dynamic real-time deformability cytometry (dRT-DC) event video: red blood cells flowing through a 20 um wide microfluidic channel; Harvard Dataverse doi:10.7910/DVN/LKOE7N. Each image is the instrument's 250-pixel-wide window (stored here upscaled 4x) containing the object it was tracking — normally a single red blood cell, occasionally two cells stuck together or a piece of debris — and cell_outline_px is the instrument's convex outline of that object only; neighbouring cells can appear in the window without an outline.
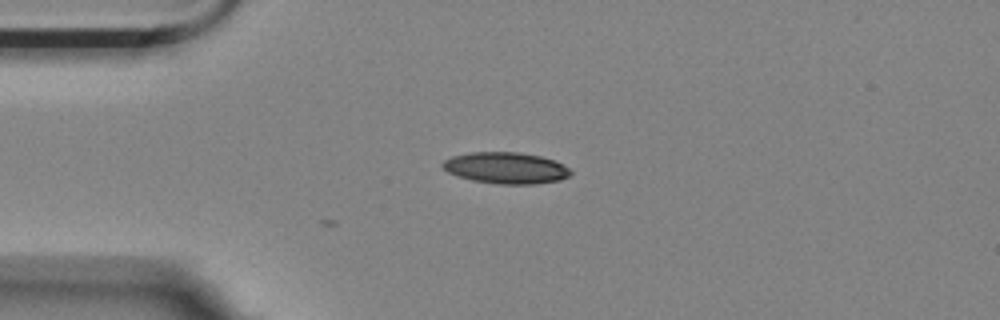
{"species": "Egyptian fruit bat (a non-hibernating species)", "species_latin": "Rousettus aegyptiacus", "temperature_condition": "room temperature", "stored_images_in_passage": 4, "camera_frame_rate_fps": 3000, "um_per_image_px": 0.085, "animal": {"sex": "female"}, "frame": {"image": 1, "passage_image": 1, "time_ms": 0.0, "image_size_px": [1000, 320], "cell_outline_px": [[572, 172], [568, 176], [560, 180], [536, 184], [496, 184], [472, 180], [448, 172], [440, 164], [444, 160], [452, 156], [472, 152], [520, 152], [540, 156], [556, 160], [568, 168]], "centroid_in_image_um": [43.01, 14.27], "position_along_channel_um": 42.0, "area_um2": 23.41}}